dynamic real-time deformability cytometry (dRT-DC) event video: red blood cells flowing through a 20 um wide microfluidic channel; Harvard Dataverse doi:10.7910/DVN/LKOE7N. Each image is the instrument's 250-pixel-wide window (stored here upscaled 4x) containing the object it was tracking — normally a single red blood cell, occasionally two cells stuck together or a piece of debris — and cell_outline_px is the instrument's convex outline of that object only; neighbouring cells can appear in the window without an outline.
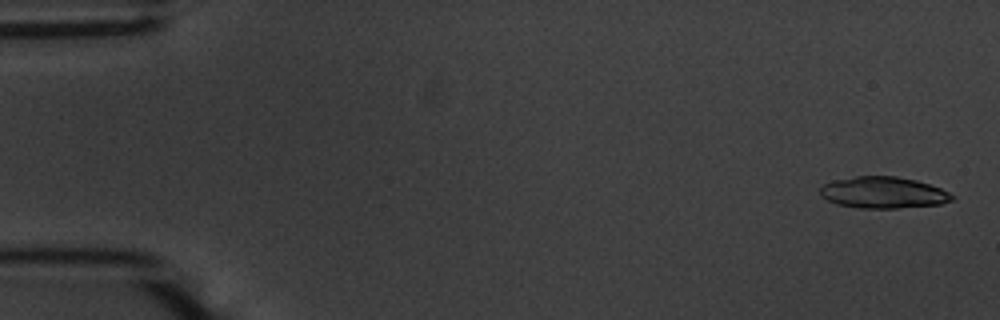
{"species": "common noctule bat (a hibernating species)", "species_latin": "Nyctalus noctula", "temperature_condition": "warm", "stored_images_in_passage": 56, "camera_frame_rate_fps": 3000, "um_per_image_px": 0.085, "animal": {"sex": "male", "body_mass_g": 20.1, "forearm_length_mm": 53.5}, "frame": {"image": 1, "passage_image": 2, "time_ms": 0.333, "image_size_px": [1000, 320], "cell_outline_px": [[956, 196], [952, 200], [940, 204], [900, 208], [856, 208], [836, 204], [820, 196], [820, 188], [824, 184], [832, 180], [856, 176], [896, 176], [916, 180], [940, 188]], "centroid_in_image_um": [75.05, 16.37], "position_along_channel_um": 9.9, "area_um2": 24.33}}
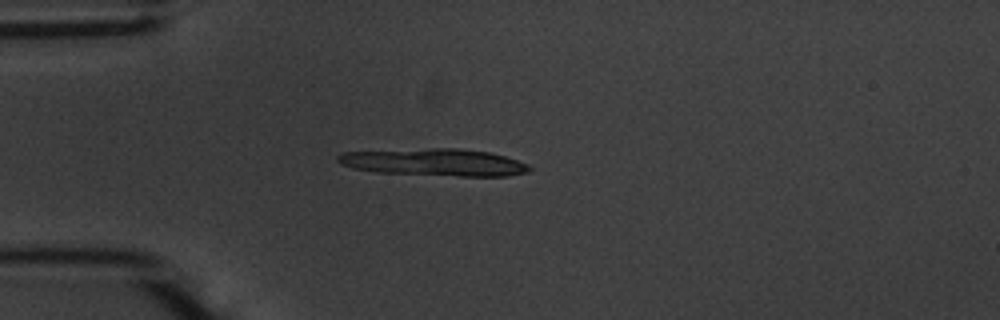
{"frame": {"image": 2, "passage_image": 15, "time_ms": 4.667, "image_size_px": [1000, 320], "cell_outline_px": [[532, 168], [528, 172], [508, 176], [460, 176], [380, 172], [352, 168], [340, 164], [336, 160], [336, 156], [340, 152], [432, 148], [456, 148], [488, 152], [504, 156], [528, 164]], "centroid_in_image_um": [36.9, 13.79], "position_along_channel_um": 48.1, "area_um2": 30.29}, "authors_computed_cell_mechanics": {"area_um2": 13.0917, "velocity_mm_per_s": 3.6681, "shape_relaxation_time_tau1_ms": 2.4926, "shape_relaxation_time_tau2_ms": 3.6186, "deformation_change_tau1": 0.161, "deformation_change_tau2": 0.1422}}